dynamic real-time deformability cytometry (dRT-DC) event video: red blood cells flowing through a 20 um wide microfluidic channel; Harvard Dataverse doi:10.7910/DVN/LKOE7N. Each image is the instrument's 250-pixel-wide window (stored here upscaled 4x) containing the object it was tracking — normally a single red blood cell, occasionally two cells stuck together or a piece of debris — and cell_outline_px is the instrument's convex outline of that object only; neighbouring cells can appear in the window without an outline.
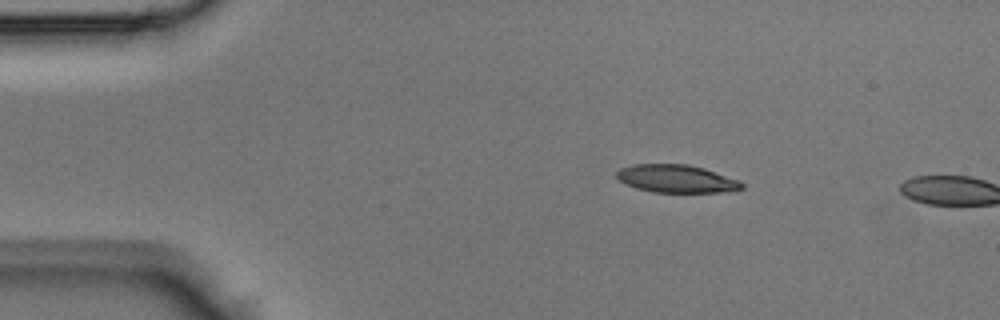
{"species": "Egyptian fruit bat (a non-hibernating species)", "species_latin": "Rousettus aegyptiacus", "temperature_condition": "room temperature", "stored_images_in_passage": 3, "camera_frame_rate_fps": 3000, "um_per_image_px": 0.085, "animal": {"sex": "male"}, "frame": {"image": 1, "passage_image": 1, "time_ms": 0.0, "image_size_px": [1000, 320], "cell_outline_px": [[744, 188], [736, 192], [652, 192], [636, 188], [624, 184], [616, 176], [616, 172], [620, 168], [632, 164], [688, 164], [704, 168], [740, 180], [744, 184]], "centroid_in_image_um": [57.53, 15.2], "position_along_channel_um": 27.5, "area_um2": 20.63}}